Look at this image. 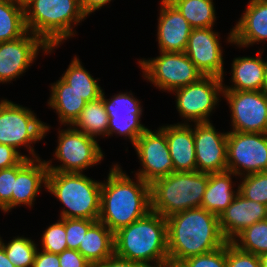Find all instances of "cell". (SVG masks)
Masks as SVG:
<instances>
[{
  "label": "cell",
  "instance_id": "4dcf8cb0",
  "mask_svg": "<svg viewBox=\"0 0 267 267\" xmlns=\"http://www.w3.org/2000/svg\"><path fill=\"white\" fill-rule=\"evenodd\" d=\"M0 237V245L15 267H32L36 252L39 247L35 241L29 237L15 236L13 239L5 243Z\"/></svg>",
  "mask_w": 267,
  "mask_h": 267
},
{
  "label": "cell",
  "instance_id": "2e32d148",
  "mask_svg": "<svg viewBox=\"0 0 267 267\" xmlns=\"http://www.w3.org/2000/svg\"><path fill=\"white\" fill-rule=\"evenodd\" d=\"M197 171H227V133L218 132L213 123H192Z\"/></svg>",
  "mask_w": 267,
  "mask_h": 267
},
{
  "label": "cell",
  "instance_id": "bcb514c9",
  "mask_svg": "<svg viewBox=\"0 0 267 267\" xmlns=\"http://www.w3.org/2000/svg\"><path fill=\"white\" fill-rule=\"evenodd\" d=\"M262 91L267 94V59L265 60L264 84Z\"/></svg>",
  "mask_w": 267,
  "mask_h": 267
},
{
  "label": "cell",
  "instance_id": "1f68e13d",
  "mask_svg": "<svg viewBox=\"0 0 267 267\" xmlns=\"http://www.w3.org/2000/svg\"><path fill=\"white\" fill-rule=\"evenodd\" d=\"M231 242L239 249L257 256L267 253V219L247 227Z\"/></svg>",
  "mask_w": 267,
  "mask_h": 267
},
{
  "label": "cell",
  "instance_id": "ffe728a7",
  "mask_svg": "<svg viewBox=\"0 0 267 267\" xmlns=\"http://www.w3.org/2000/svg\"><path fill=\"white\" fill-rule=\"evenodd\" d=\"M47 174L46 162L40 158H24L16 165V181L12 192L11 209L22 205L31 208L39 191L43 187L46 189Z\"/></svg>",
  "mask_w": 267,
  "mask_h": 267
},
{
  "label": "cell",
  "instance_id": "52a82bcc",
  "mask_svg": "<svg viewBox=\"0 0 267 267\" xmlns=\"http://www.w3.org/2000/svg\"><path fill=\"white\" fill-rule=\"evenodd\" d=\"M50 128L31 109L5 98L0 100V144L11 146L20 154L19 149L24 146L30 159L40 158L33 144L43 140Z\"/></svg>",
  "mask_w": 267,
  "mask_h": 267
},
{
  "label": "cell",
  "instance_id": "8992f818",
  "mask_svg": "<svg viewBox=\"0 0 267 267\" xmlns=\"http://www.w3.org/2000/svg\"><path fill=\"white\" fill-rule=\"evenodd\" d=\"M209 173L173 172L151 186V211L168 218L188 209L201 207Z\"/></svg>",
  "mask_w": 267,
  "mask_h": 267
},
{
  "label": "cell",
  "instance_id": "f6af8a7d",
  "mask_svg": "<svg viewBox=\"0 0 267 267\" xmlns=\"http://www.w3.org/2000/svg\"><path fill=\"white\" fill-rule=\"evenodd\" d=\"M145 267H180L179 264L177 263H173V262H165V263H162V264H158V265H149V266H145Z\"/></svg>",
  "mask_w": 267,
  "mask_h": 267
},
{
  "label": "cell",
  "instance_id": "83f0119b",
  "mask_svg": "<svg viewBox=\"0 0 267 267\" xmlns=\"http://www.w3.org/2000/svg\"><path fill=\"white\" fill-rule=\"evenodd\" d=\"M61 78L69 84L88 103L101 97L103 89L98 84L99 78H93L75 55Z\"/></svg>",
  "mask_w": 267,
  "mask_h": 267
},
{
  "label": "cell",
  "instance_id": "ac0fdd59",
  "mask_svg": "<svg viewBox=\"0 0 267 267\" xmlns=\"http://www.w3.org/2000/svg\"><path fill=\"white\" fill-rule=\"evenodd\" d=\"M226 42L239 48L267 41V0H249Z\"/></svg>",
  "mask_w": 267,
  "mask_h": 267
},
{
  "label": "cell",
  "instance_id": "d6a6232c",
  "mask_svg": "<svg viewBox=\"0 0 267 267\" xmlns=\"http://www.w3.org/2000/svg\"><path fill=\"white\" fill-rule=\"evenodd\" d=\"M238 192L245 198L267 206V171L240 177Z\"/></svg>",
  "mask_w": 267,
  "mask_h": 267
},
{
  "label": "cell",
  "instance_id": "e575fe53",
  "mask_svg": "<svg viewBox=\"0 0 267 267\" xmlns=\"http://www.w3.org/2000/svg\"><path fill=\"white\" fill-rule=\"evenodd\" d=\"M96 220L67 218L65 219L66 243L68 249L78 250L88 229Z\"/></svg>",
  "mask_w": 267,
  "mask_h": 267
},
{
  "label": "cell",
  "instance_id": "9a60e30c",
  "mask_svg": "<svg viewBox=\"0 0 267 267\" xmlns=\"http://www.w3.org/2000/svg\"><path fill=\"white\" fill-rule=\"evenodd\" d=\"M102 100L109 117L108 138L117 134L129 139L134 146L136 140L148 129L141 124L143 106L140 99L132 92H119L107 99L103 90Z\"/></svg>",
  "mask_w": 267,
  "mask_h": 267
},
{
  "label": "cell",
  "instance_id": "5bb4252c",
  "mask_svg": "<svg viewBox=\"0 0 267 267\" xmlns=\"http://www.w3.org/2000/svg\"><path fill=\"white\" fill-rule=\"evenodd\" d=\"M154 131L148 128L133 146L142 167L134 175L150 185L174 172L166 134L160 127Z\"/></svg>",
  "mask_w": 267,
  "mask_h": 267
},
{
  "label": "cell",
  "instance_id": "8fae6325",
  "mask_svg": "<svg viewBox=\"0 0 267 267\" xmlns=\"http://www.w3.org/2000/svg\"><path fill=\"white\" fill-rule=\"evenodd\" d=\"M227 171L242 177L267 171V133H227Z\"/></svg>",
  "mask_w": 267,
  "mask_h": 267
},
{
  "label": "cell",
  "instance_id": "6da1fadb",
  "mask_svg": "<svg viewBox=\"0 0 267 267\" xmlns=\"http://www.w3.org/2000/svg\"><path fill=\"white\" fill-rule=\"evenodd\" d=\"M121 165L111 166L106 181H102L100 215L113 233L141 219L151 211V186L138 176L131 179Z\"/></svg>",
  "mask_w": 267,
  "mask_h": 267
},
{
  "label": "cell",
  "instance_id": "ab89813d",
  "mask_svg": "<svg viewBox=\"0 0 267 267\" xmlns=\"http://www.w3.org/2000/svg\"><path fill=\"white\" fill-rule=\"evenodd\" d=\"M60 267H93L78 250L66 249L59 254Z\"/></svg>",
  "mask_w": 267,
  "mask_h": 267
},
{
  "label": "cell",
  "instance_id": "ee69618b",
  "mask_svg": "<svg viewBox=\"0 0 267 267\" xmlns=\"http://www.w3.org/2000/svg\"><path fill=\"white\" fill-rule=\"evenodd\" d=\"M0 267H15L7 257L4 248L0 245Z\"/></svg>",
  "mask_w": 267,
  "mask_h": 267
},
{
  "label": "cell",
  "instance_id": "836d02e7",
  "mask_svg": "<svg viewBox=\"0 0 267 267\" xmlns=\"http://www.w3.org/2000/svg\"><path fill=\"white\" fill-rule=\"evenodd\" d=\"M41 248L48 253L60 254L68 249L66 243L65 218H59L57 222L48 226L42 234Z\"/></svg>",
  "mask_w": 267,
  "mask_h": 267
},
{
  "label": "cell",
  "instance_id": "8d00e7d4",
  "mask_svg": "<svg viewBox=\"0 0 267 267\" xmlns=\"http://www.w3.org/2000/svg\"><path fill=\"white\" fill-rule=\"evenodd\" d=\"M16 181V165L0 170V210L11 212V199Z\"/></svg>",
  "mask_w": 267,
  "mask_h": 267
},
{
  "label": "cell",
  "instance_id": "d590c367",
  "mask_svg": "<svg viewBox=\"0 0 267 267\" xmlns=\"http://www.w3.org/2000/svg\"><path fill=\"white\" fill-rule=\"evenodd\" d=\"M180 267H227L226 244L206 253L183 260Z\"/></svg>",
  "mask_w": 267,
  "mask_h": 267
},
{
  "label": "cell",
  "instance_id": "5b68a950",
  "mask_svg": "<svg viewBox=\"0 0 267 267\" xmlns=\"http://www.w3.org/2000/svg\"><path fill=\"white\" fill-rule=\"evenodd\" d=\"M102 181L83 173L48 172L46 190L65 207L60 218H79L98 221Z\"/></svg>",
  "mask_w": 267,
  "mask_h": 267
},
{
  "label": "cell",
  "instance_id": "3957f363",
  "mask_svg": "<svg viewBox=\"0 0 267 267\" xmlns=\"http://www.w3.org/2000/svg\"><path fill=\"white\" fill-rule=\"evenodd\" d=\"M114 254L145 266L169 261L167 220L150 211L114 233Z\"/></svg>",
  "mask_w": 267,
  "mask_h": 267
},
{
  "label": "cell",
  "instance_id": "74e56055",
  "mask_svg": "<svg viewBox=\"0 0 267 267\" xmlns=\"http://www.w3.org/2000/svg\"><path fill=\"white\" fill-rule=\"evenodd\" d=\"M226 264L227 267H261L257 255L239 249L232 242L226 243Z\"/></svg>",
  "mask_w": 267,
  "mask_h": 267
},
{
  "label": "cell",
  "instance_id": "4316f807",
  "mask_svg": "<svg viewBox=\"0 0 267 267\" xmlns=\"http://www.w3.org/2000/svg\"><path fill=\"white\" fill-rule=\"evenodd\" d=\"M108 124L109 117L101 94V97L86 104L71 126L98 140V136L108 137Z\"/></svg>",
  "mask_w": 267,
  "mask_h": 267
},
{
  "label": "cell",
  "instance_id": "ba28073f",
  "mask_svg": "<svg viewBox=\"0 0 267 267\" xmlns=\"http://www.w3.org/2000/svg\"><path fill=\"white\" fill-rule=\"evenodd\" d=\"M67 128H58L57 147L54 158L60 165H52V160L46 162L48 172L84 173L89 167H94L104 160V153L97 140L89 137L82 131L67 125Z\"/></svg>",
  "mask_w": 267,
  "mask_h": 267
},
{
  "label": "cell",
  "instance_id": "44dd1931",
  "mask_svg": "<svg viewBox=\"0 0 267 267\" xmlns=\"http://www.w3.org/2000/svg\"><path fill=\"white\" fill-rule=\"evenodd\" d=\"M220 229L228 242L252 224L267 219V206L243 197L239 192L218 217Z\"/></svg>",
  "mask_w": 267,
  "mask_h": 267
},
{
  "label": "cell",
  "instance_id": "c3c4849f",
  "mask_svg": "<svg viewBox=\"0 0 267 267\" xmlns=\"http://www.w3.org/2000/svg\"><path fill=\"white\" fill-rule=\"evenodd\" d=\"M14 1L24 5L29 0H14Z\"/></svg>",
  "mask_w": 267,
  "mask_h": 267
},
{
  "label": "cell",
  "instance_id": "603a6c76",
  "mask_svg": "<svg viewBox=\"0 0 267 267\" xmlns=\"http://www.w3.org/2000/svg\"><path fill=\"white\" fill-rule=\"evenodd\" d=\"M264 49L256 57H236L232 61L230 86L223 84V90L262 91L264 84L265 60ZM262 53V54H261Z\"/></svg>",
  "mask_w": 267,
  "mask_h": 267
},
{
  "label": "cell",
  "instance_id": "7dc6e473",
  "mask_svg": "<svg viewBox=\"0 0 267 267\" xmlns=\"http://www.w3.org/2000/svg\"><path fill=\"white\" fill-rule=\"evenodd\" d=\"M260 260L261 267H267V253H263L258 256Z\"/></svg>",
  "mask_w": 267,
  "mask_h": 267
},
{
  "label": "cell",
  "instance_id": "f1b7e54d",
  "mask_svg": "<svg viewBox=\"0 0 267 267\" xmlns=\"http://www.w3.org/2000/svg\"><path fill=\"white\" fill-rule=\"evenodd\" d=\"M27 32L24 5L14 0H0V43L18 39Z\"/></svg>",
  "mask_w": 267,
  "mask_h": 267
},
{
  "label": "cell",
  "instance_id": "7a4b0ae2",
  "mask_svg": "<svg viewBox=\"0 0 267 267\" xmlns=\"http://www.w3.org/2000/svg\"><path fill=\"white\" fill-rule=\"evenodd\" d=\"M167 220L169 261L183 260L212 252L228 241L223 236L218 216L203 207L174 214Z\"/></svg>",
  "mask_w": 267,
  "mask_h": 267
},
{
  "label": "cell",
  "instance_id": "b9f144b4",
  "mask_svg": "<svg viewBox=\"0 0 267 267\" xmlns=\"http://www.w3.org/2000/svg\"><path fill=\"white\" fill-rule=\"evenodd\" d=\"M93 267H145V265L120 258L114 254L113 256L101 263L94 265Z\"/></svg>",
  "mask_w": 267,
  "mask_h": 267
},
{
  "label": "cell",
  "instance_id": "e0dca14e",
  "mask_svg": "<svg viewBox=\"0 0 267 267\" xmlns=\"http://www.w3.org/2000/svg\"><path fill=\"white\" fill-rule=\"evenodd\" d=\"M210 28H193L185 53L204 76H224L223 48L220 34Z\"/></svg>",
  "mask_w": 267,
  "mask_h": 267
},
{
  "label": "cell",
  "instance_id": "30bf717a",
  "mask_svg": "<svg viewBox=\"0 0 267 267\" xmlns=\"http://www.w3.org/2000/svg\"><path fill=\"white\" fill-rule=\"evenodd\" d=\"M223 83L224 77L203 76L199 81L171 92L175 94L176 109L184 124L212 122L209 116L219 106Z\"/></svg>",
  "mask_w": 267,
  "mask_h": 267
},
{
  "label": "cell",
  "instance_id": "7c38bea8",
  "mask_svg": "<svg viewBox=\"0 0 267 267\" xmlns=\"http://www.w3.org/2000/svg\"><path fill=\"white\" fill-rule=\"evenodd\" d=\"M230 108L231 131L267 133V94L263 91L223 90Z\"/></svg>",
  "mask_w": 267,
  "mask_h": 267
},
{
  "label": "cell",
  "instance_id": "cb8c5ba5",
  "mask_svg": "<svg viewBox=\"0 0 267 267\" xmlns=\"http://www.w3.org/2000/svg\"><path fill=\"white\" fill-rule=\"evenodd\" d=\"M50 85L51 94L47 101L48 107L52 108L54 112L56 111L61 125L71 126L87 102L61 77Z\"/></svg>",
  "mask_w": 267,
  "mask_h": 267
},
{
  "label": "cell",
  "instance_id": "7bdbcfd3",
  "mask_svg": "<svg viewBox=\"0 0 267 267\" xmlns=\"http://www.w3.org/2000/svg\"><path fill=\"white\" fill-rule=\"evenodd\" d=\"M112 0H80L82 12L88 16L103 6L110 4Z\"/></svg>",
  "mask_w": 267,
  "mask_h": 267
},
{
  "label": "cell",
  "instance_id": "484cf974",
  "mask_svg": "<svg viewBox=\"0 0 267 267\" xmlns=\"http://www.w3.org/2000/svg\"><path fill=\"white\" fill-rule=\"evenodd\" d=\"M78 251L93 266L114 255V233L96 221L86 232Z\"/></svg>",
  "mask_w": 267,
  "mask_h": 267
},
{
  "label": "cell",
  "instance_id": "60d3db41",
  "mask_svg": "<svg viewBox=\"0 0 267 267\" xmlns=\"http://www.w3.org/2000/svg\"><path fill=\"white\" fill-rule=\"evenodd\" d=\"M32 267H60L59 254L40 251L38 248Z\"/></svg>",
  "mask_w": 267,
  "mask_h": 267
},
{
  "label": "cell",
  "instance_id": "4fadbf2b",
  "mask_svg": "<svg viewBox=\"0 0 267 267\" xmlns=\"http://www.w3.org/2000/svg\"><path fill=\"white\" fill-rule=\"evenodd\" d=\"M59 46H48L40 37L27 32L24 36L0 43V83H11L23 76L39 55L51 54Z\"/></svg>",
  "mask_w": 267,
  "mask_h": 267
},
{
  "label": "cell",
  "instance_id": "277c9868",
  "mask_svg": "<svg viewBox=\"0 0 267 267\" xmlns=\"http://www.w3.org/2000/svg\"><path fill=\"white\" fill-rule=\"evenodd\" d=\"M24 11L27 30L48 46H60L75 37L73 28L87 18L80 0H29Z\"/></svg>",
  "mask_w": 267,
  "mask_h": 267
},
{
  "label": "cell",
  "instance_id": "7402d4cb",
  "mask_svg": "<svg viewBox=\"0 0 267 267\" xmlns=\"http://www.w3.org/2000/svg\"><path fill=\"white\" fill-rule=\"evenodd\" d=\"M166 134L174 172L197 170L193 127L191 124L176 123L160 127Z\"/></svg>",
  "mask_w": 267,
  "mask_h": 267
},
{
  "label": "cell",
  "instance_id": "d6986e66",
  "mask_svg": "<svg viewBox=\"0 0 267 267\" xmlns=\"http://www.w3.org/2000/svg\"><path fill=\"white\" fill-rule=\"evenodd\" d=\"M160 5L156 34L158 50L185 52L193 28L169 0H161Z\"/></svg>",
  "mask_w": 267,
  "mask_h": 267
},
{
  "label": "cell",
  "instance_id": "f35d334b",
  "mask_svg": "<svg viewBox=\"0 0 267 267\" xmlns=\"http://www.w3.org/2000/svg\"><path fill=\"white\" fill-rule=\"evenodd\" d=\"M24 158L30 159V156L20 154L11 146L0 144V170L18 165Z\"/></svg>",
  "mask_w": 267,
  "mask_h": 267
},
{
  "label": "cell",
  "instance_id": "f546056e",
  "mask_svg": "<svg viewBox=\"0 0 267 267\" xmlns=\"http://www.w3.org/2000/svg\"><path fill=\"white\" fill-rule=\"evenodd\" d=\"M192 28H210L216 23L213 0H169Z\"/></svg>",
  "mask_w": 267,
  "mask_h": 267
},
{
  "label": "cell",
  "instance_id": "d4e9b609",
  "mask_svg": "<svg viewBox=\"0 0 267 267\" xmlns=\"http://www.w3.org/2000/svg\"><path fill=\"white\" fill-rule=\"evenodd\" d=\"M232 176L237 175L230 171L210 173L201 207L219 217L238 194V187L234 188L236 183L233 184Z\"/></svg>",
  "mask_w": 267,
  "mask_h": 267
},
{
  "label": "cell",
  "instance_id": "9c48e42d",
  "mask_svg": "<svg viewBox=\"0 0 267 267\" xmlns=\"http://www.w3.org/2000/svg\"><path fill=\"white\" fill-rule=\"evenodd\" d=\"M159 56L138 60L143 77L156 88L173 92L199 81L204 75L185 52H161Z\"/></svg>",
  "mask_w": 267,
  "mask_h": 267
}]
</instances>
